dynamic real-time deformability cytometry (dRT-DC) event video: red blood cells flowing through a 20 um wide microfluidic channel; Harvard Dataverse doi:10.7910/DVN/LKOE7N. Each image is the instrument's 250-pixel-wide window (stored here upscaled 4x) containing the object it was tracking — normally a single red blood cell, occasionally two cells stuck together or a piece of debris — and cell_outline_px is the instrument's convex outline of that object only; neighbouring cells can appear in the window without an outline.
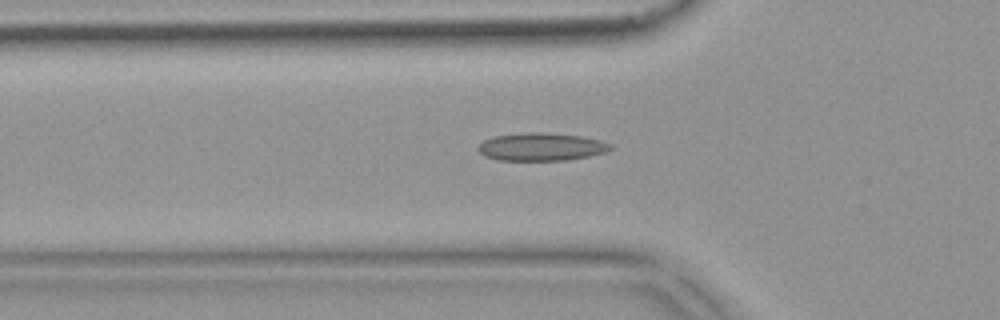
{"species": "common noctule bat (a hibernating species)", "species_latin": "Nyctalus noctula", "temperature_condition": "warm", "stored_images_in_passage": 45, "camera_frame_rate_fps": 3000, "um_per_image_px": 0.085, "animal": {"sex": "female", "body_mass_g": 18.4}, "frame": {"image": 1, "passage_image": 10, "time_ms": 3.0, "image_size_px": [1000, 320], "cell_outline_px": [[616, 148], [604, 152], [588, 156], [568, 160], [496, 160], [484, 156], [476, 148], [484, 140], [492, 136], [528, 132], [544, 132], [580, 136], [600, 140], [612, 144]], "centroid_in_image_um": [46.01, 12.48], "position_along_channel_um": 79.8, "area_um2": 21.62}}
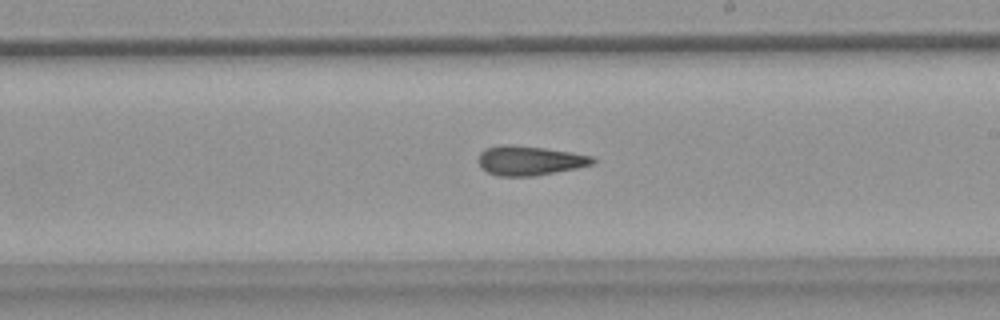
{"frame": {"image": 2, "passage_image": 23, "time_ms": 7.333, "image_size_px": [1000, 320], "cell_outline_px": [[596, 160], [592, 164], [576, 168], [532, 176], [496, 176], [480, 168], [476, 160], [480, 152], [484, 148], [500, 144], [512, 144], [544, 148], [572, 152], [592, 156]], "centroid_in_image_um": [44.93, 13.63], "position_along_channel_um": 244.1, "area_um2": 19.83}}
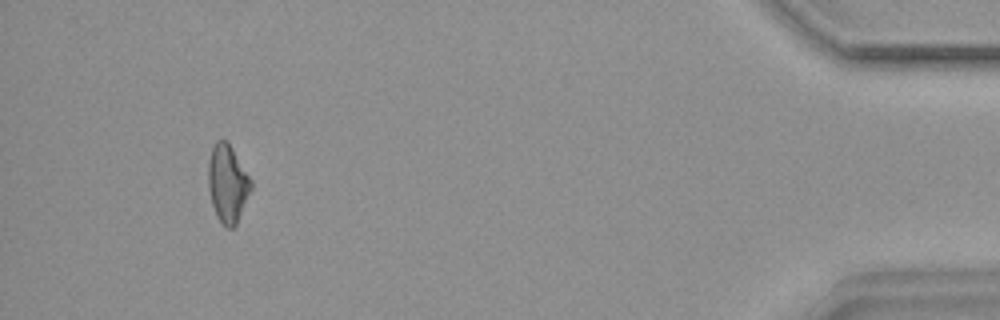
{"frame": {"image": 3, "passage_image": 42, "time_ms": 13.667, "image_size_px": [1000, 320], "cell_outline_px": [[252, 188], [236, 224], [232, 228], [228, 228], [216, 216], [212, 204], [208, 188], [208, 160], [212, 148], [216, 140], [228, 140], [252, 180]], "centroid_in_image_um": [19.34, 15.56], "position_along_channel_um": 415.9, "area_um2": 19.42}, "authors_computed_cell_mechanics": {"area_um2": 19.5942, "velocity_mm_per_s": 3.7877, "shape_relaxation_time_tau1_ms": null, "shape_relaxation_time_tau2_ms": 4.42, "deformation_change_tau1": null, "deformation_change_tau2": 0.1415}}